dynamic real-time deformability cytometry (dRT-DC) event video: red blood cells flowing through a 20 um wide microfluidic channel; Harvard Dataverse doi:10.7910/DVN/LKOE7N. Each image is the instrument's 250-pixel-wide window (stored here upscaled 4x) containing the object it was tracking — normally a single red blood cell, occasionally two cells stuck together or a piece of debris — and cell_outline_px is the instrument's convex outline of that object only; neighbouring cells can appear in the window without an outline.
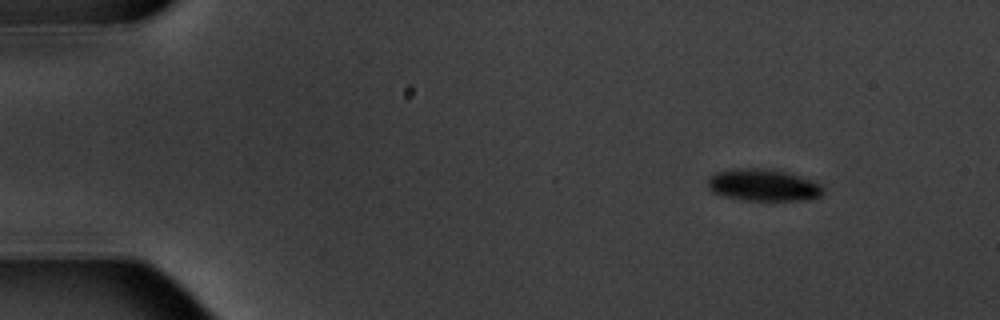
{"species": "common noctule bat (a hibernating species)", "species_latin": "Nyctalus noctula", "temperature_condition": "warm", "stored_images_in_passage": 4, "camera_frame_rate_fps": 3000, "um_per_image_px": 0.085, "animal": {"sex": "male", "body_mass_g": 20.1, "forearm_length_mm": 53.5}, "frame": {"image": 1, "passage_image": 2, "time_ms": 1.0, "image_size_px": [1000, 320], "cell_outline_px": [[824, 192], [820, 196], [808, 200], [744, 200], [724, 196], [712, 192], [708, 188], [708, 176], [716, 172], [736, 168], [772, 168], [800, 176], [812, 180], [820, 184], [824, 188]], "centroid_in_image_um": [64.88, 15.72], "position_along_channel_um": 20.1, "area_um2": 21.73}}